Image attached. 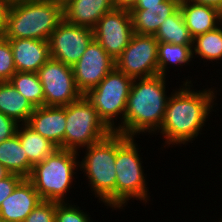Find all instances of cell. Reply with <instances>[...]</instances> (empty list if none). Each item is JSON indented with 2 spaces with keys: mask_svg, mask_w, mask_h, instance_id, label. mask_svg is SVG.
Instances as JSON below:
<instances>
[{
  "mask_svg": "<svg viewBox=\"0 0 222 222\" xmlns=\"http://www.w3.org/2000/svg\"><path fill=\"white\" fill-rule=\"evenodd\" d=\"M192 77L190 79L185 77L181 81L183 84H179V88L176 86L170 92L171 96L167 103L163 123L154 134V136L160 134L159 137L163 138V147H160L162 151L164 148L169 149L174 146L181 149V147L189 145L188 143L192 145L193 141H196L195 139L205 134L202 133V130H205L206 124L210 125L208 121H210L211 114H214L212 112L218 113L217 110L222 105L217 103L219 102L217 98L221 97L222 90L215 86L213 88L212 85L208 87L207 84V88L202 86L201 90H197L194 86L197 80L193 81Z\"/></svg>",
  "mask_w": 222,
  "mask_h": 222,
  "instance_id": "6da1fadb",
  "label": "cell"
},
{
  "mask_svg": "<svg viewBox=\"0 0 222 222\" xmlns=\"http://www.w3.org/2000/svg\"><path fill=\"white\" fill-rule=\"evenodd\" d=\"M168 80L159 74L133 80L123 118V135L138 139L150 134L151 138L160 129L171 96Z\"/></svg>",
  "mask_w": 222,
  "mask_h": 222,
  "instance_id": "7a4b0ae2",
  "label": "cell"
},
{
  "mask_svg": "<svg viewBox=\"0 0 222 222\" xmlns=\"http://www.w3.org/2000/svg\"><path fill=\"white\" fill-rule=\"evenodd\" d=\"M84 153L79 160V171L85 177L88 188L97 203L116 210V152L117 132H111L102 140L81 149ZM83 157V158H82Z\"/></svg>",
  "mask_w": 222,
  "mask_h": 222,
  "instance_id": "3957f363",
  "label": "cell"
},
{
  "mask_svg": "<svg viewBox=\"0 0 222 222\" xmlns=\"http://www.w3.org/2000/svg\"><path fill=\"white\" fill-rule=\"evenodd\" d=\"M62 21L63 5L55 0H14L3 37L48 41Z\"/></svg>",
  "mask_w": 222,
  "mask_h": 222,
  "instance_id": "277c9868",
  "label": "cell"
},
{
  "mask_svg": "<svg viewBox=\"0 0 222 222\" xmlns=\"http://www.w3.org/2000/svg\"><path fill=\"white\" fill-rule=\"evenodd\" d=\"M136 142V137H127L117 133L116 152V211L125 210L130 201L136 200L143 205L151 201L150 191L147 185L148 178L140 155L141 147ZM140 148V149H139ZM149 201V202H148ZM122 209V210H121Z\"/></svg>",
  "mask_w": 222,
  "mask_h": 222,
  "instance_id": "5b68a950",
  "label": "cell"
},
{
  "mask_svg": "<svg viewBox=\"0 0 222 222\" xmlns=\"http://www.w3.org/2000/svg\"><path fill=\"white\" fill-rule=\"evenodd\" d=\"M79 157L80 154L76 151L57 148L43 161L33 166L27 179L33 184L42 200L57 203L72 202L67 196L77 182Z\"/></svg>",
  "mask_w": 222,
  "mask_h": 222,
  "instance_id": "8992f818",
  "label": "cell"
},
{
  "mask_svg": "<svg viewBox=\"0 0 222 222\" xmlns=\"http://www.w3.org/2000/svg\"><path fill=\"white\" fill-rule=\"evenodd\" d=\"M133 80L114 68L85 95L112 132L123 134V118Z\"/></svg>",
  "mask_w": 222,
  "mask_h": 222,
  "instance_id": "52a82bcc",
  "label": "cell"
},
{
  "mask_svg": "<svg viewBox=\"0 0 222 222\" xmlns=\"http://www.w3.org/2000/svg\"><path fill=\"white\" fill-rule=\"evenodd\" d=\"M111 132L85 95L66 105L64 149L83 154L81 149L102 140Z\"/></svg>",
  "mask_w": 222,
  "mask_h": 222,
  "instance_id": "ba28073f",
  "label": "cell"
},
{
  "mask_svg": "<svg viewBox=\"0 0 222 222\" xmlns=\"http://www.w3.org/2000/svg\"><path fill=\"white\" fill-rule=\"evenodd\" d=\"M115 68L133 79L158 75V40L154 35L134 33L115 60Z\"/></svg>",
  "mask_w": 222,
  "mask_h": 222,
  "instance_id": "9c48e42d",
  "label": "cell"
},
{
  "mask_svg": "<svg viewBox=\"0 0 222 222\" xmlns=\"http://www.w3.org/2000/svg\"><path fill=\"white\" fill-rule=\"evenodd\" d=\"M44 93V106H66L83 95L78 90L72 66L50 58L37 72Z\"/></svg>",
  "mask_w": 222,
  "mask_h": 222,
  "instance_id": "30bf717a",
  "label": "cell"
},
{
  "mask_svg": "<svg viewBox=\"0 0 222 222\" xmlns=\"http://www.w3.org/2000/svg\"><path fill=\"white\" fill-rule=\"evenodd\" d=\"M131 12L114 8L105 13L93 28V37L114 59L124 51L133 36Z\"/></svg>",
  "mask_w": 222,
  "mask_h": 222,
  "instance_id": "8fae6325",
  "label": "cell"
},
{
  "mask_svg": "<svg viewBox=\"0 0 222 222\" xmlns=\"http://www.w3.org/2000/svg\"><path fill=\"white\" fill-rule=\"evenodd\" d=\"M94 39L93 29L62 21L48 40L52 59L73 66Z\"/></svg>",
  "mask_w": 222,
  "mask_h": 222,
  "instance_id": "7c38bea8",
  "label": "cell"
},
{
  "mask_svg": "<svg viewBox=\"0 0 222 222\" xmlns=\"http://www.w3.org/2000/svg\"><path fill=\"white\" fill-rule=\"evenodd\" d=\"M114 68L115 60L93 39L80 59L72 66L78 90L82 95H86Z\"/></svg>",
  "mask_w": 222,
  "mask_h": 222,
  "instance_id": "4fadbf2b",
  "label": "cell"
},
{
  "mask_svg": "<svg viewBox=\"0 0 222 222\" xmlns=\"http://www.w3.org/2000/svg\"><path fill=\"white\" fill-rule=\"evenodd\" d=\"M27 124L58 148L64 149L66 106L35 107Z\"/></svg>",
  "mask_w": 222,
  "mask_h": 222,
  "instance_id": "5bb4252c",
  "label": "cell"
},
{
  "mask_svg": "<svg viewBox=\"0 0 222 222\" xmlns=\"http://www.w3.org/2000/svg\"><path fill=\"white\" fill-rule=\"evenodd\" d=\"M41 201L33 184L24 178L0 205V217L6 222H23Z\"/></svg>",
  "mask_w": 222,
  "mask_h": 222,
  "instance_id": "9a60e30c",
  "label": "cell"
},
{
  "mask_svg": "<svg viewBox=\"0 0 222 222\" xmlns=\"http://www.w3.org/2000/svg\"><path fill=\"white\" fill-rule=\"evenodd\" d=\"M16 71L34 72L51 58L49 43L37 39H8Z\"/></svg>",
  "mask_w": 222,
  "mask_h": 222,
  "instance_id": "2e32d148",
  "label": "cell"
},
{
  "mask_svg": "<svg viewBox=\"0 0 222 222\" xmlns=\"http://www.w3.org/2000/svg\"><path fill=\"white\" fill-rule=\"evenodd\" d=\"M62 5L64 21L90 29L115 8L112 0H67Z\"/></svg>",
  "mask_w": 222,
  "mask_h": 222,
  "instance_id": "e0dca14e",
  "label": "cell"
},
{
  "mask_svg": "<svg viewBox=\"0 0 222 222\" xmlns=\"http://www.w3.org/2000/svg\"><path fill=\"white\" fill-rule=\"evenodd\" d=\"M177 0H165L153 6H135L130 12L133 32L140 35H155L161 23L179 9Z\"/></svg>",
  "mask_w": 222,
  "mask_h": 222,
  "instance_id": "ac0fdd59",
  "label": "cell"
},
{
  "mask_svg": "<svg viewBox=\"0 0 222 222\" xmlns=\"http://www.w3.org/2000/svg\"><path fill=\"white\" fill-rule=\"evenodd\" d=\"M179 9L192 38L211 31L222 23V12L211 6L185 0L180 3Z\"/></svg>",
  "mask_w": 222,
  "mask_h": 222,
  "instance_id": "d6986e66",
  "label": "cell"
},
{
  "mask_svg": "<svg viewBox=\"0 0 222 222\" xmlns=\"http://www.w3.org/2000/svg\"><path fill=\"white\" fill-rule=\"evenodd\" d=\"M35 107L9 81L0 82V112L18 124L28 123Z\"/></svg>",
  "mask_w": 222,
  "mask_h": 222,
  "instance_id": "ffe728a7",
  "label": "cell"
},
{
  "mask_svg": "<svg viewBox=\"0 0 222 222\" xmlns=\"http://www.w3.org/2000/svg\"><path fill=\"white\" fill-rule=\"evenodd\" d=\"M192 46L193 45H177L166 42H158V74L164 77H170L168 73L171 68L175 67L174 71L178 69L181 72V68H183V66L187 68L188 66L190 68L191 65L194 66ZM179 67L181 68L179 69Z\"/></svg>",
  "mask_w": 222,
  "mask_h": 222,
  "instance_id": "44dd1931",
  "label": "cell"
},
{
  "mask_svg": "<svg viewBox=\"0 0 222 222\" xmlns=\"http://www.w3.org/2000/svg\"><path fill=\"white\" fill-rule=\"evenodd\" d=\"M16 135L19 137L32 166L43 161L58 148L50 140L32 129L27 123L18 125Z\"/></svg>",
  "mask_w": 222,
  "mask_h": 222,
  "instance_id": "7402d4cb",
  "label": "cell"
},
{
  "mask_svg": "<svg viewBox=\"0 0 222 222\" xmlns=\"http://www.w3.org/2000/svg\"><path fill=\"white\" fill-rule=\"evenodd\" d=\"M0 165L23 178L30 176L33 166L16 134L0 143Z\"/></svg>",
  "mask_w": 222,
  "mask_h": 222,
  "instance_id": "603a6c76",
  "label": "cell"
},
{
  "mask_svg": "<svg viewBox=\"0 0 222 222\" xmlns=\"http://www.w3.org/2000/svg\"><path fill=\"white\" fill-rule=\"evenodd\" d=\"M193 59L195 62L203 60L204 67L207 63L222 65V23L215 29L193 38ZM197 56V57H196ZM201 58V59H200ZM214 61V62H213ZM206 62V64H205ZM221 62V63H220ZM218 63V64H217Z\"/></svg>",
  "mask_w": 222,
  "mask_h": 222,
  "instance_id": "cb8c5ba5",
  "label": "cell"
},
{
  "mask_svg": "<svg viewBox=\"0 0 222 222\" xmlns=\"http://www.w3.org/2000/svg\"><path fill=\"white\" fill-rule=\"evenodd\" d=\"M154 36L158 42L193 45V38L189 33L188 27L185 25L180 9L168 18H165Z\"/></svg>",
  "mask_w": 222,
  "mask_h": 222,
  "instance_id": "d4e9b609",
  "label": "cell"
},
{
  "mask_svg": "<svg viewBox=\"0 0 222 222\" xmlns=\"http://www.w3.org/2000/svg\"><path fill=\"white\" fill-rule=\"evenodd\" d=\"M9 82L34 107L44 106L43 87L37 73L16 71Z\"/></svg>",
  "mask_w": 222,
  "mask_h": 222,
  "instance_id": "484cf974",
  "label": "cell"
},
{
  "mask_svg": "<svg viewBox=\"0 0 222 222\" xmlns=\"http://www.w3.org/2000/svg\"><path fill=\"white\" fill-rule=\"evenodd\" d=\"M72 202L57 203L55 222H93L90 213Z\"/></svg>",
  "mask_w": 222,
  "mask_h": 222,
  "instance_id": "4316f807",
  "label": "cell"
},
{
  "mask_svg": "<svg viewBox=\"0 0 222 222\" xmlns=\"http://www.w3.org/2000/svg\"><path fill=\"white\" fill-rule=\"evenodd\" d=\"M16 72L10 42L0 37V82L9 81Z\"/></svg>",
  "mask_w": 222,
  "mask_h": 222,
  "instance_id": "83f0119b",
  "label": "cell"
},
{
  "mask_svg": "<svg viewBox=\"0 0 222 222\" xmlns=\"http://www.w3.org/2000/svg\"><path fill=\"white\" fill-rule=\"evenodd\" d=\"M57 202L42 200L23 222H55Z\"/></svg>",
  "mask_w": 222,
  "mask_h": 222,
  "instance_id": "f1b7e54d",
  "label": "cell"
},
{
  "mask_svg": "<svg viewBox=\"0 0 222 222\" xmlns=\"http://www.w3.org/2000/svg\"><path fill=\"white\" fill-rule=\"evenodd\" d=\"M23 179L24 178L20 175L10 173L7 177L0 180V205L12 194Z\"/></svg>",
  "mask_w": 222,
  "mask_h": 222,
  "instance_id": "f546056e",
  "label": "cell"
},
{
  "mask_svg": "<svg viewBox=\"0 0 222 222\" xmlns=\"http://www.w3.org/2000/svg\"><path fill=\"white\" fill-rule=\"evenodd\" d=\"M18 123L0 112V143L13 137L18 128Z\"/></svg>",
  "mask_w": 222,
  "mask_h": 222,
  "instance_id": "4dcf8cb0",
  "label": "cell"
},
{
  "mask_svg": "<svg viewBox=\"0 0 222 222\" xmlns=\"http://www.w3.org/2000/svg\"><path fill=\"white\" fill-rule=\"evenodd\" d=\"M11 5V0H0V37H3L6 31L7 18Z\"/></svg>",
  "mask_w": 222,
  "mask_h": 222,
  "instance_id": "1f68e13d",
  "label": "cell"
},
{
  "mask_svg": "<svg viewBox=\"0 0 222 222\" xmlns=\"http://www.w3.org/2000/svg\"><path fill=\"white\" fill-rule=\"evenodd\" d=\"M115 8L131 11L138 0H112Z\"/></svg>",
  "mask_w": 222,
  "mask_h": 222,
  "instance_id": "d6a6232c",
  "label": "cell"
},
{
  "mask_svg": "<svg viewBox=\"0 0 222 222\" xmlns=\"http://www.w3.org/2000/svg\"><path fill=\"white\" fill-rule=\"evenodd\" d=\"M187 1H190L196 4H203V5L211 6V7L217 8L219 11L222 12V0H187Z\"/></svg>",
  "mask_w": 222,
  "mask_h": 222,
  "instance_id": "836d02e7",
  "label": "cell"
},
{
  "mask_svg": "<svg viewBox=\"0 0 222 222\" xmlns=\"http://www.w3.org/2000/svg\"><path fill=\"white\" fill-rule=\"evenodd\" d=\"M163 1L165 0H138L135 6H153V5H158Z\"/></svg>",
  "mask_w": 222,
  "mask_h": 222,
  "instance_id": "e575fe53",
  "label": "cell"
},
{
  "mask_svg": "<svg viewBox=\"0 0 222 222\" xmlns=\"http://www.w3.org/2000/svg\"><path fill=\"white\" fill-rule=\"evenodd\" d=\"M9 174L10 172L5 167L0 165V180L7 177Z\"/></svg>",
  "mask_w": 222,
  "mask_h": 222,
  "instance_id": "d590c367",
  "label": "cell"
},
{
  "mask_svg": "<svg viewBox=\"0 0 222 222\" xmlns=\"http://www.w3.org/2000/svg\"><path fill=\"white\" fill-rule=\"evenodd\" d=\"M58 3L64 4L67 0H55Z\"/></svg>",
  "mask_w": 222,
  "mask_h": 222,
  "instance_id": "8d00e7d4",
  "label": "cell"
},
{
  "mask_svg": "<svg viewBox=\"0 0 222 222\" xmlns=\"http://www.w3.org/2000/svg\"><path fill=\"white\" fill-rule=\"evenodd\" d=\"M218 219V222H222V216L217 218ZM213 222H217L216 220H214Z\"/></svg>",
  "mask_w": 222,
  "mask_h": 222,
  "instance_id": "74e56055",
  "label": "cell"
},
{
  "mask_svg": "<svg viewBox=\"0 0 222 222\" xmlns=\"http://www.w3.org/2000/svg\"><path fill=\"white\" fill-rule=\"evenodd\" d=\"M0 222H6L2 217H0Z\"/></svg>",
  "mask_w": 222,
  "mask_h": 222,
  "instance_id": "f35d334b",
  "label": "cell"
},
{
  "mask_svg": "<svg viewBox=\"0 0 222 222\" xmlns=\"http://www.w3.org/2000/svg\"><path fill=\"white\" fill-rule=\"evenodd\" d=\"M179 3L184 2L185 0H177Z\"/></svg>",
  "mask_w": 222,
  "mask_h": 222,
  "instance_id": "ab89813d",
  "label": "cell"
}]
</instances>
